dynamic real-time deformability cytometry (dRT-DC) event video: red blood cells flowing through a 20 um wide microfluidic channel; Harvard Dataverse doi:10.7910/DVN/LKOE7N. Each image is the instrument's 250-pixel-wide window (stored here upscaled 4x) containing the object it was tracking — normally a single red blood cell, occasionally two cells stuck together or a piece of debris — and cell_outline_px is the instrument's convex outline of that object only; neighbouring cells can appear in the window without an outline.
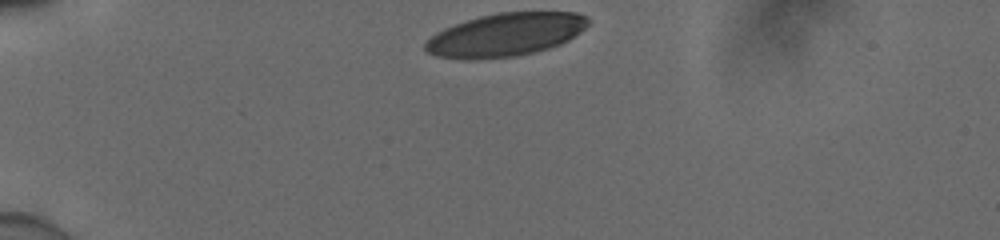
{"species": "human", "species_latin": "Homo sapiens", "temperature_condition": "cold", "stored_images_in_passage": 15, "camera_frame_rate_fps": 3000, "um_per_image_px": 0.085, "donor": {"sex": "male"}, "frame": {"image": 1, "passage_image": 1, "time_ms": 0.0, "image_size_px": [1000, 240], "cell_outline_px": [[592, 20], [580, 32], [568, 40], [560, 44], [548, 48], [516, 56], [476, 60], [464, 60], [436, 56], [428, 52], [424, 48], [424, 44], [436, 32], [444, 28], [480, 16], [500, 12], [576, 12], [588, 16]], "centroid_in_image_um": [42.98, 2.96], "position_along_channel_um": 42.0, "area_um2": 40.98}}
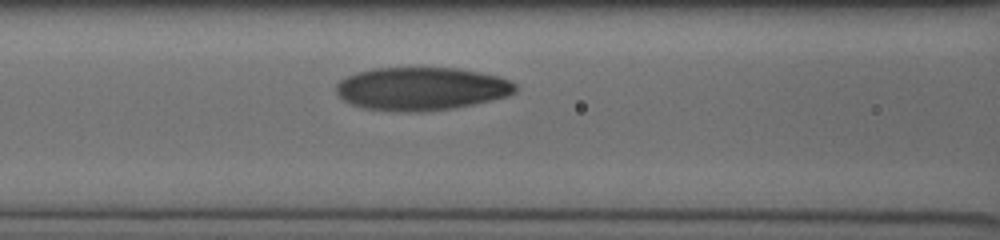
{"frame": {"image": 2, "passage_image": 7, "time_ms": 2.0, "image_size_px": [1000, 240], "cell_outline_px": [[516, 92], [508, 96], [472, 104], [452, 108], [416, 112], [396, 112], [364, 108], [352, 104], [344, 100], [336, 92], [336, 84], [340, 80], [348, 76], [372, 68], [456, 68], [480, 72], [500, 76], [516, 84]], "centroid_in_image_um": [35.82, 7.54], "position_along_channel_um": 130.8, "area_um2": 44.91}}
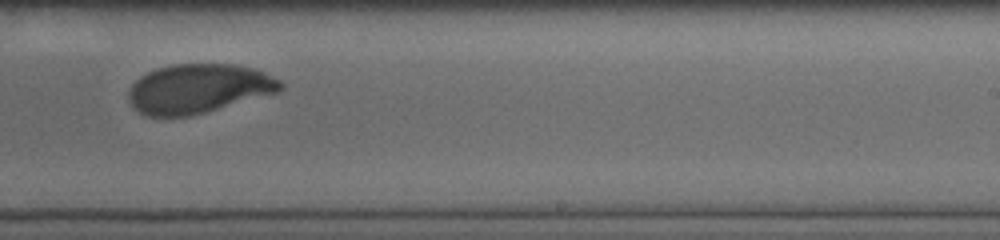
{"frame": {"image": 3, "passage_image": 13, "time_ms": 4.0, "image_size_px": [1000, 240], "cell_outline_px": [[284, 88], [280, 92], [204, 112], [188, 116], [148, 116], [140, 112], [128, 100], [128, 92], [132, 84], [140, 76], [156, 68], [172, 64], [236, 64], [256, 68], [280, 80], [284, 84]], "centroid_in_image_um": [16.9, 7.51], "position_along_channel_um": 272.1, "area_um2": 43.64}}